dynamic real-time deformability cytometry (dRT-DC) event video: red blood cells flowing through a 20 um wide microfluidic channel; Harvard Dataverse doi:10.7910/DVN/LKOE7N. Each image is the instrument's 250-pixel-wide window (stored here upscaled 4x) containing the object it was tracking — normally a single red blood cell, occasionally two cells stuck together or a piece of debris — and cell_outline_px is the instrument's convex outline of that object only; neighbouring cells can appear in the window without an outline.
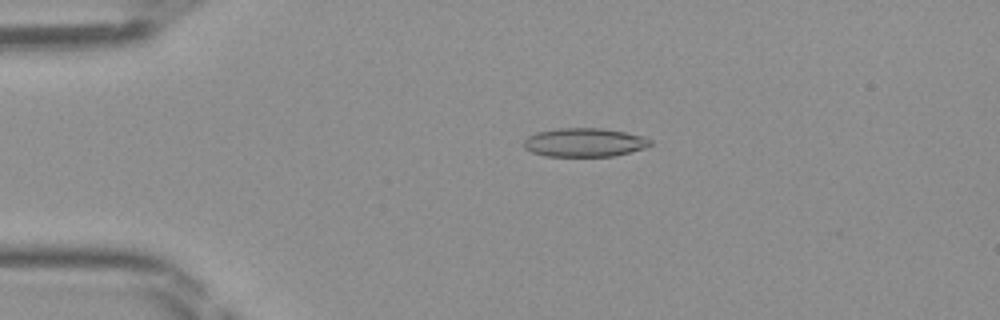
{"species": "Egyptian fruit bat (a non-hibernating species)", "species_latin": "Rousettus aegyptiacus", "temperature_condition": "room temperature", "stored_images_in_passage": 43, "camera_frame_rate_fps": 3000, "um_per_image_px": 0.085, "frame": {"image": 1, "passage_image": 10, "time_ms": 3.0, "image_size_px": [1000, 320], "cell_outline_px": [[652, 144], [644, 148], [612, 156], [544, 156], [532, 152], [524, 148], [524, 140], [528, 136], [536, 132], [556, 128], [600, 128], [624, 132], [644, 136], [652, 140]], "centroid_in_image_um": [49.65, 12.1], "position_along_channel_um": 35.3, "area_um2": 21.15}}
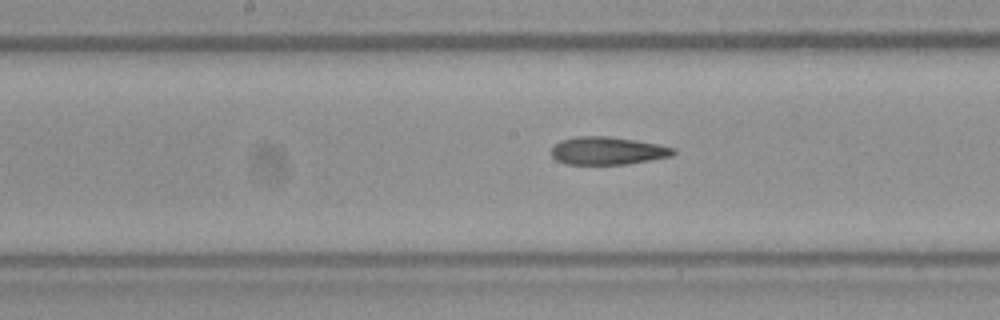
{"frame": {"image": 2, "passage_image": 24, "time_ms": 7.667, "image_size_px": [1000, 320], "cell_outline_px": [[676, 152], [672, 156], [628, 164], [564, 164], [556, 160], [552, 156], [552, 148], [560, 140], [576, 136], [608, 136], [636, 140], [660, 144], [676, 148]], "centroid_in_image_um": [51.67, 12.81], "position_along_channel_um": 196.5, "area_um2": 19.94}}
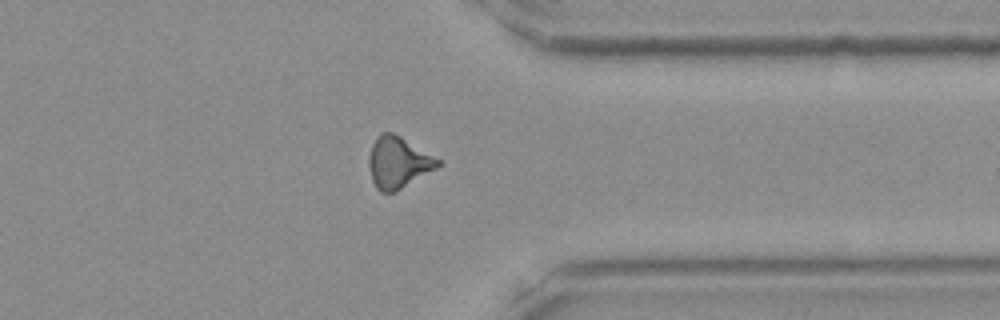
{"frame": {"image": 3, "passage_image": 37, "time_ms": 12.0, "image_size_px": [1000, 320], "cell_outline_px": [[440, 164], [436, 168], [396, 192], [380, 192], [376, 188], [372, 180], [368, 164], [368, 156], [372, 144], [376, 136], [380, 132], [392, 132], [400, 136], [440, 160]], "centroid_in_image_um": [33.79, 13.81], "position_along_channel_um": 377.6, "area_um2": 20.58}}